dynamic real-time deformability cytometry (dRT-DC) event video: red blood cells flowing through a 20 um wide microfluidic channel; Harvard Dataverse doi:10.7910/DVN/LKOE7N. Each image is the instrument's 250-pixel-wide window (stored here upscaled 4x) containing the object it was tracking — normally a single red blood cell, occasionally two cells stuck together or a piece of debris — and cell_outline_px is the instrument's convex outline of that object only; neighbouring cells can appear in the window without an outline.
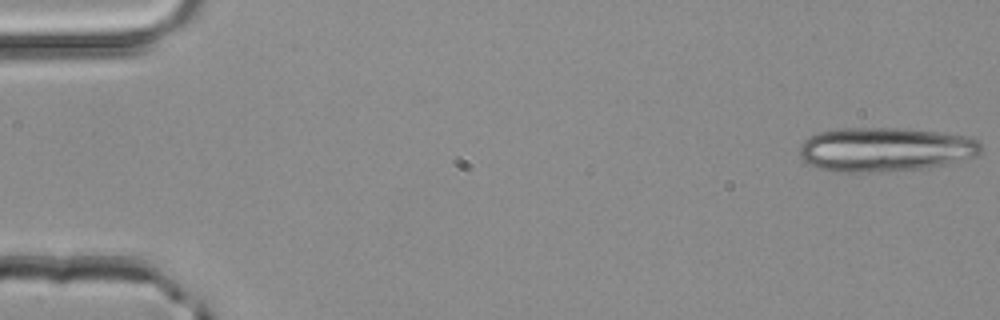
{"species": "common noctule bat (a hibernating species)", "species_latin": "Nyctalus noctula", "temperature_condition": "room temperature", "stored_images_in_passage": 13, "camera_frame_rate_fps": 3000, "um_per_image_px": 0.085, "animal": {"sex": "male", "body_mass_g": 20.4}, "frame": {"image": 1, "passage_image": 1, "time_ms": 0.0, "image_size_px": [1000, 320], "cell_outline_px": [[984, 152], [976, 156], [964, 160], [924, 168], [876, 172], [832, 172], [816, 168], [804, 160], [800, 156], [800, 144], [808, 136], [816, 132], [840, 128], [888, 128], [936, 132], [968, 136], [976, 140], [980, 144]], "centroid_in_image_um": [75.2, 12.71], "position_along_channel_um": 9.8, "area_um2": 46.88}}